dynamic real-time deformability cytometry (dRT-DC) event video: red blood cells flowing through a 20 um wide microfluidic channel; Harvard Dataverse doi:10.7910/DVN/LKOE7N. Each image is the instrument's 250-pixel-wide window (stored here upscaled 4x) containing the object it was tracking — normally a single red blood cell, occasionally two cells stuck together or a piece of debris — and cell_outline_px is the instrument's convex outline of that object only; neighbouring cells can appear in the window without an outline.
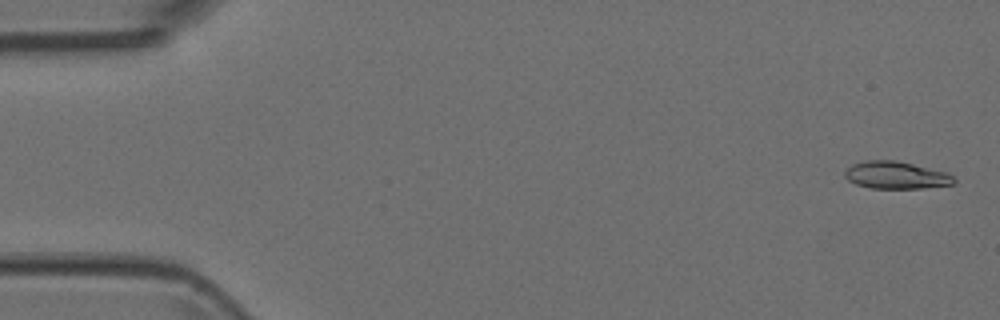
{"species": "Egyptian fruit bat (a non-hibernating species)", "species_latin": "Rousettus aegyptiacus", "temperature_condition": "room temperature", "stored_images_in_passage": 7, "camera_frame_rate_fps": 3000, "um_per_image_px": 0.085, "animal": {"sex": "female"}, "frame": {"image": 1, "passage_image": 1, "time_ms": 0.0, "image_size_px": [1000, 320], "cell_outline_px": [[956, 180], [952, 184], [924, 188], [872, 188], [856, 184], [848, 180], [844, 176], [844, 172], [852, 164], [864, 160], [896, 160], [948, 172]], "centroid_in_image_um": [76.15, 14.88], "position_along_channel_um": 8.8, "area_um2": 17.4}}
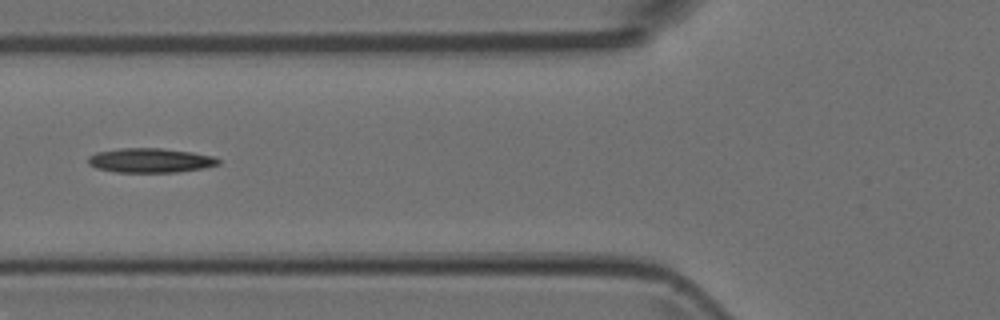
{"frame": {"image": 2, "passage_image": 6, "time_ms": 1.667, "image_size_px": [1000, 320], "cell_outline_px": [[220, 164], [204, 168], [176, 172], [116, 172], [96, 168], [88, 164], [88, 156], [96, 152], [120, 148], [160, 148], [192, 152], [212, 156], [220, 160]], "centroid_in_image_um": [12.76, 13.63], "position_along_channel_um": 113.0, "area_um2": 18.55}}
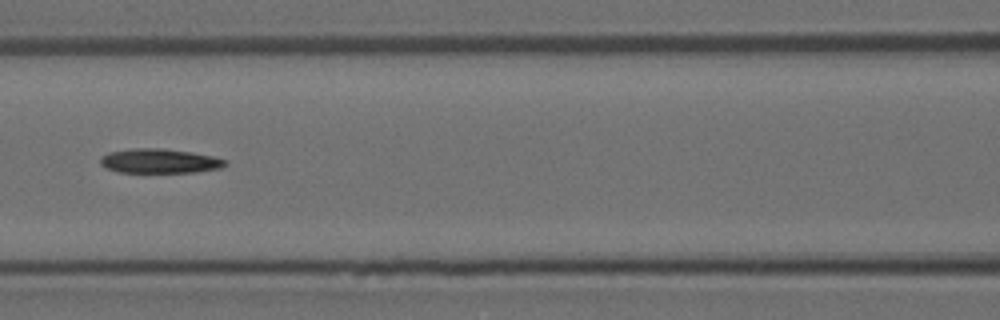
{"frame": {"image": 3, "passage_image": 7, "time_ms": 2.0, "image_size_px": [1000, 320], "cell_outline_px": [[228, 164], [220, 168], [196, 172], [120, 172], [104, 168], [100, 164], [100, 156], [108, 152], [132, 148], [160, 148], [192, 152], [212, 156], [228, 160]], "centroid_in_image_um": [13.54, 13.68], "position_along_channel_um": 153.1, "area_um2": 17.92}}